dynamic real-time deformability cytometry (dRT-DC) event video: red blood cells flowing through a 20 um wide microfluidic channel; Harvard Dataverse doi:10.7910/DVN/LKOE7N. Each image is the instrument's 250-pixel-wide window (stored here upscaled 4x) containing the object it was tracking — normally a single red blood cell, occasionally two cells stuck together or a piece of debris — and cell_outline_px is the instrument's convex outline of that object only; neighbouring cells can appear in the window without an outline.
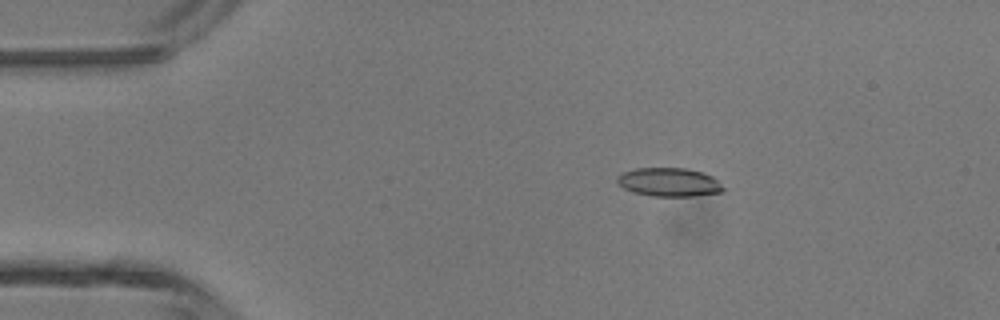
{"species": "common noctule bat (a hibernating species)", "species_latin": "Nyctalus noctula", "temperature_condition": "room temperature", "stored_images_in_passage": 5, "camera_frame_rate_fps": 3000, "um_per_image_px": 0.085, "animal": {"sex": "male", "body_mass_g": 13.3}, "frame": {"image": 1, "passage_image": 3, "time_ms": 0.667, "image_size_px": [1000, 320], "cell_outline_px": [[724, 192], [692, 196], [652, 196], [636, 192], [624, 188], [616, 180], [616, 176], [624, 172], [636, 168], [688, 168], [704, 172], [712, 176], [724, 188]], "centroid_in_image_um": [56.89, 15.47], "position_along_channel_um": 28.1, "area_um2": 17.63}}
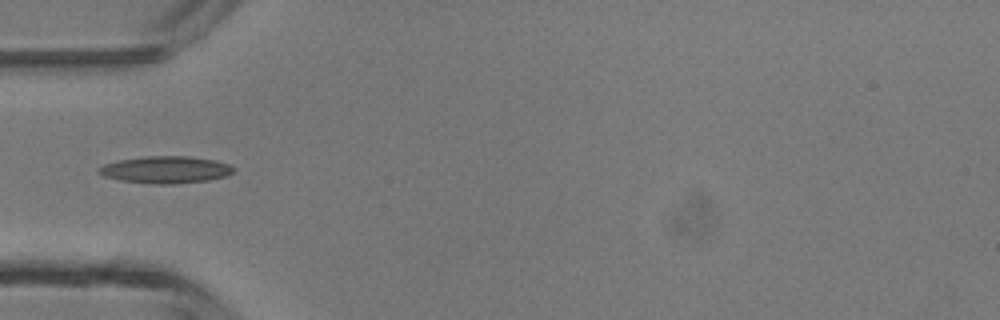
{"frame": {"image": 2, "passage_image": 5, "time_ms": 1.333, "image_size_px": [1000, 320], "cell_outline_px": [[236, 168], [232, 172], [224, 176], [208, 180], [172, 184], [152, 184], [120, 180], [104, 176], [96, 172], [104, 164], [120, 160], [144, 156], [188, 156], [216, 160], [228, 164]], "centroid_in_image_um": [14.08, 14.42], "position_along_channel_um": 70.9, "area_um2": 21.15}}